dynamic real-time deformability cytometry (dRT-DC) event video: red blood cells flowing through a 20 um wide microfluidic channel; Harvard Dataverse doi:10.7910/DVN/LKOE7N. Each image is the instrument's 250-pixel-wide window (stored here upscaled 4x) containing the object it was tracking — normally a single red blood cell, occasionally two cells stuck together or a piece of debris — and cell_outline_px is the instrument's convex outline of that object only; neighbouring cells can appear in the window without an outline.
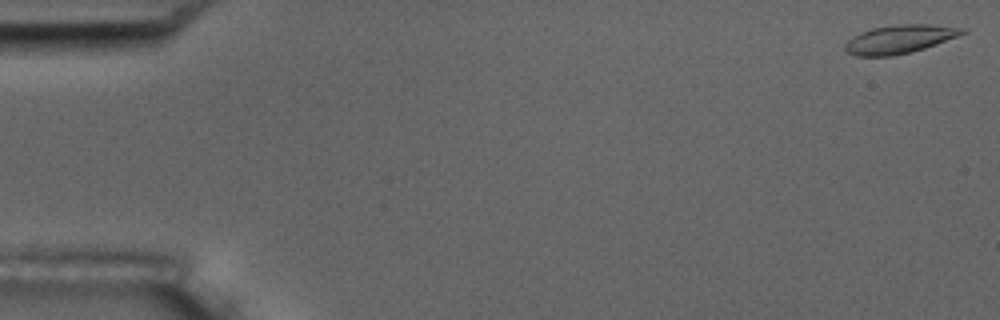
{"species": "common noctule bat (a hibernating species)", "species_latin": "Nyctalus noctula", "temperature_condition": "room temperature", "stored_images_in_passage": 5, "camera_frame_rate_fps": 3000, "um_per_image_px": 0.085, "animal": {"sex": "male", "body_mass_g": 17.5, "forearm_length_mm": 52.3}, "frame": {"image": 1, "passage_image": 1, "time_ms": 0.0, "image_size_px": [1000, 320], "cell_outline_px": [[968, 32], [936, 44], [912, 52], [892, 56], [856, 56], [848, 52], [844, 48], [844, 44], [852, 36], [872, 28], [900, 24], [928, 24], [968, 28]], "centroid_in_image_um": [76.48, 3.33], "position_along_channel_um": 8.5, "area_um2": 19.48}}
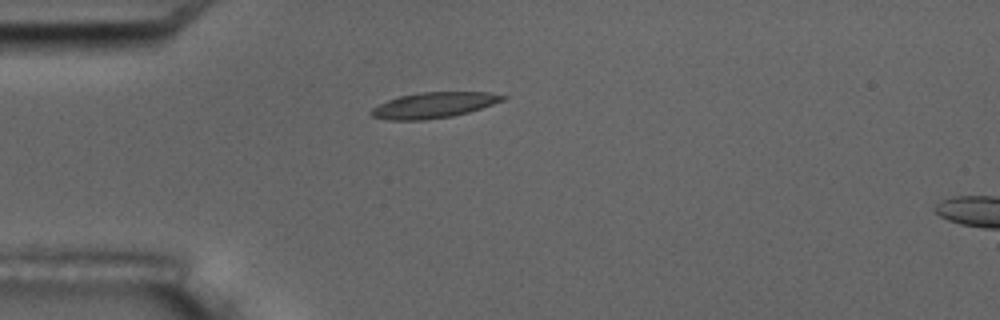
{"frame": {"image": 2, "passage_image": 5, "time_ms": 4.667, "image_size_px": [1000, 320], "cell_outline_px": [[508, 96], [504, 100], [468, 112], [452, 116], [424, 120], [388, 120], [372, 116], [368, 112], [372, 108], [388, 100], [400, 96], [420, 92], [488, 92]], "centroid_in_image_um": [36.85, 8.94], "position_along_channel_um": 48.2, "area_um2": 19.54}}